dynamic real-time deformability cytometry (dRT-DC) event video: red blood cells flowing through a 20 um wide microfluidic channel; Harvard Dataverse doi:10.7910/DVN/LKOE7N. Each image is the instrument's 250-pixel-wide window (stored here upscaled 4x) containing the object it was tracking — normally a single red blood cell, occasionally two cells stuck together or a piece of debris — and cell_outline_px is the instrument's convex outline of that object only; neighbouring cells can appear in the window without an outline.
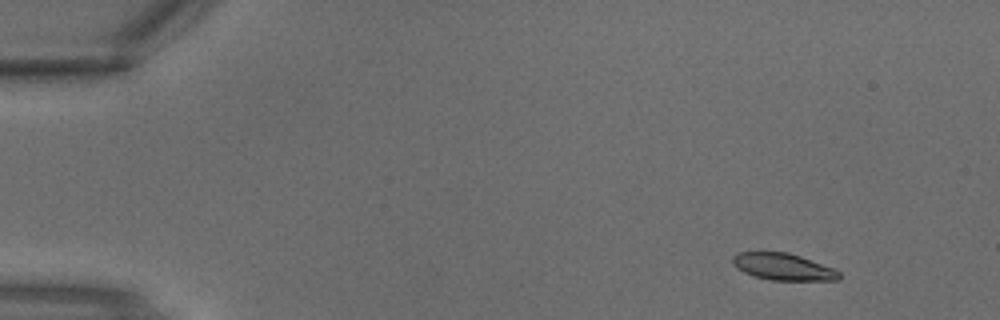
{"species": "common noctule bat (a hibernating species)", "species_latin": "Nyctalus noctula", "temperature_condition": "warm", "stored_images_in_passage": 3, "camera_frame_rate_fps": 3000, "um_per_image_px": 0.085, "animal": {"sex": "male", "body_mass_g": 18.8}, "frame": {"image": 1, "passage_image": 1, "time_ms": 0.0, "image_size_px": [1000, 320], "cell_outline_px": [[840, 280], [772, 280], [756, 276], [744, 272], [736, 268], [732, 264], [732, 256], [736, 252], [788, 252], [800, 256], [832, 268], [840, 272]], "centroid_in_image_um": [66.53, 22.67], "position_along_channel_um": 18.5, "area_um2": 16.53}}
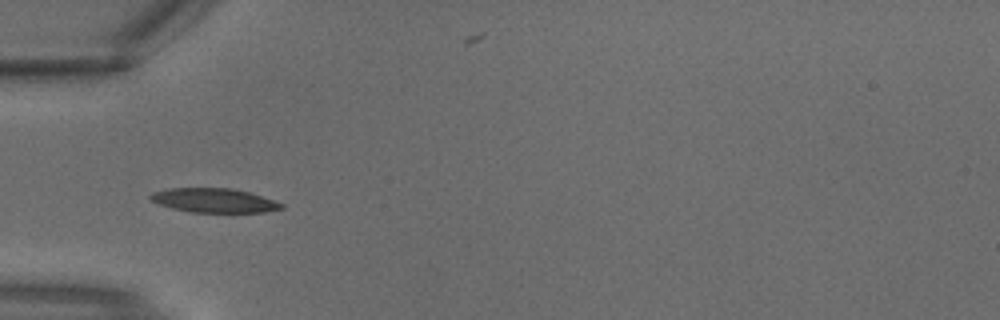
{"frame": {"image": 2, "passage_image": 3, "time_ms": 0.667, "image_size_px": [1000, 320], "cell_outline_px": [[284, 208], [264, 212], [192, 212], [172, 208], [160, 204], [152, 200], [148, 196], [152, 192], [168, 188], [232, 188], [248, 192], [284, 204]], "centroid_in_image_um": [18.18, 17.03], "position_along_channel_um": 66.8, "area_um2": 18.26}}